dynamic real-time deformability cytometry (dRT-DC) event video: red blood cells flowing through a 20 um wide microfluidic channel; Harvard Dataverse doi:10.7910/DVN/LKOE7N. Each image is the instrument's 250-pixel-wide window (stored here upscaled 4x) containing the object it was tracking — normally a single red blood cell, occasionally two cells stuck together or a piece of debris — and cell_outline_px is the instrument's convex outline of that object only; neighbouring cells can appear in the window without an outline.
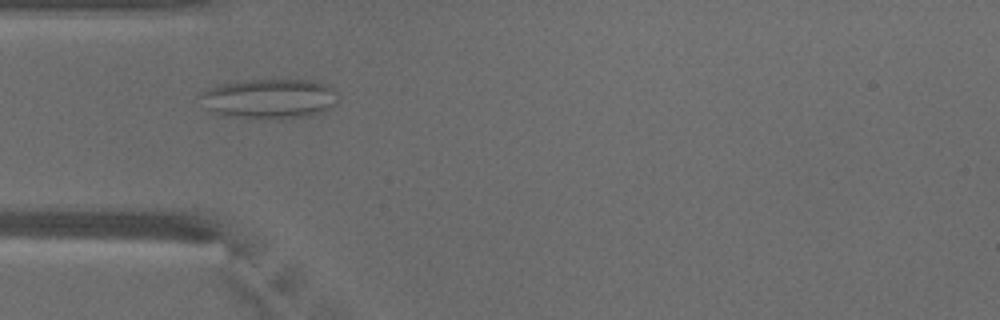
{"species": "common noctule bat (a hibernating species)", "species_latin": "Nyctalus noctula", "temperature_condition": "warm", "stored_images_in_passage": 48, "camera_frame_rate_fps": 3000, "um_per_image_px": 0.085, "animal": {"sex": "male", "body_mass_g": 18.8}, "frame": {"image": 1, "passage_image": 14, "time_ms": 4.333, "image_size_px": [1000, 320], "cell_outline_px": [[336, 104], [332, 108], [308, 116], [280, 120], [220, 116], [208, 112], [196, 96], [200, 92], [208, 88], [220, 84], [244, 80], [316, 80], [332, 88], [336, 92]], "centroid_in_image_um": [22.81, 8.41], "position_along_channel_um": 62.2, "area_um2": 32.89}}
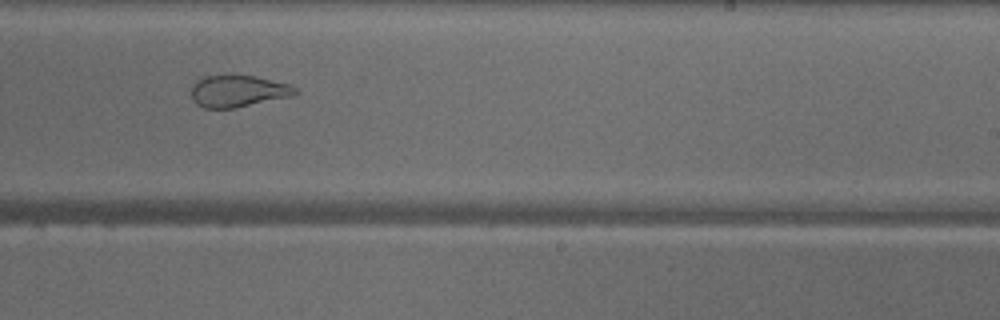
{"frame": {"image": 2, "passage_image": 29, "time_ms": 9.333, "image_size_px": [1000, 320], "cell_outline_px": [[300, 92], [292, 96], [236, 108], [204, 108], [196, 104], [192, 100], [192, 84], [196, 80], [204, 76], [228, 72], [256, 76], [288, 84], [296, 88]], "centroid_in_image_um": [20.2, 7.7], "position_along_channel_um": 268.8, "area_um2": 20.0}}
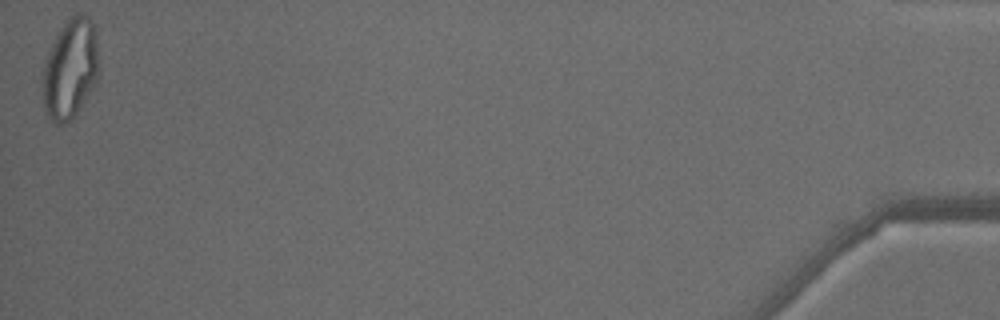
{"frame": {"image": 3, "passage_image": 48, "time_ms": 15.667, "image_size_px": [1000, 320], "cell_outline_px": [[96, 80], [76, 112], [68, 120], [60, 124], [52, 124], [44, 112], [44, 64], [48, 52], [60, 28], [68, 20], [76, 16], [88, 16], [92, 24], [96, 40]], "centroid_in_image_um": [5.92, 5.89], "position_along_channel_um": 429.3, "area_um2": 31.15}, "authors_computed_cell_mechanics": {"area_um2": 26.877, "velocity_mm_per_s": 4.1242, "shape_relaxation_time_tau1_ms": null, "shape_relaxation_time_tau2_ms": 1.2694, "deformation_change_tau1": null, "deformation_change_tau2": 0.0942}}